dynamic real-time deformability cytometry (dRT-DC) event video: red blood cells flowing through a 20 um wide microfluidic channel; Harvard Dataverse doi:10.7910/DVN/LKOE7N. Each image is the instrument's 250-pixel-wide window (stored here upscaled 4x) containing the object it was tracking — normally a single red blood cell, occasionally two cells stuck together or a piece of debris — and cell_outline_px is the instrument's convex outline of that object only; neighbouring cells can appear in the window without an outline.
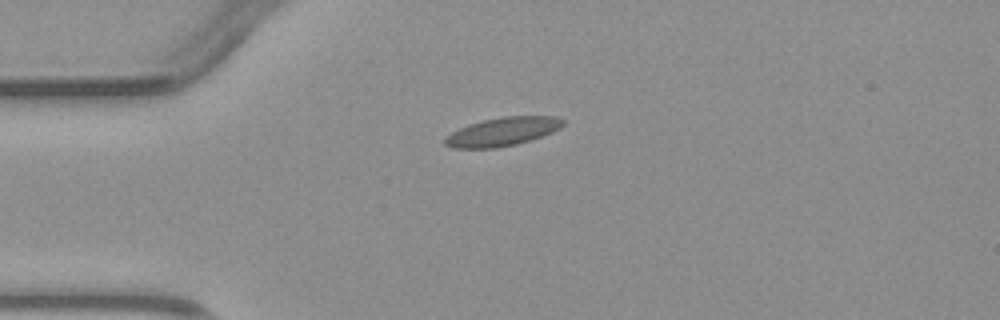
{"species": "common noctule bat (a hibernating species)", "species_latin": "Nyctalus noctula", "temperature_condition": "warm", "stored_images_in_passage": 5, "camera_frame_rate_fps": 3000, "um_per_image_px": 0.085, "animal": {"sex": "male", "body_mass_g": 23.1, "forearm_length_mm": 52.7}, "frame": {"image": 1, "passage_image": 5, "time_ms": 5.333, "image_size_px": [1000, 320], "cell_outline_px": [[564, 124], [560, 128], [552, 132], [516, 144], [496, 148], [452, 148], [444, 144], [444, 140], [452, 132], [468, 124], [500, 116], [556, 116], [564, 120]], "centroid_in_image_um": [42.71, 11.18], "position_along_channel_um": 42.3, "area_um2": 19.48}}